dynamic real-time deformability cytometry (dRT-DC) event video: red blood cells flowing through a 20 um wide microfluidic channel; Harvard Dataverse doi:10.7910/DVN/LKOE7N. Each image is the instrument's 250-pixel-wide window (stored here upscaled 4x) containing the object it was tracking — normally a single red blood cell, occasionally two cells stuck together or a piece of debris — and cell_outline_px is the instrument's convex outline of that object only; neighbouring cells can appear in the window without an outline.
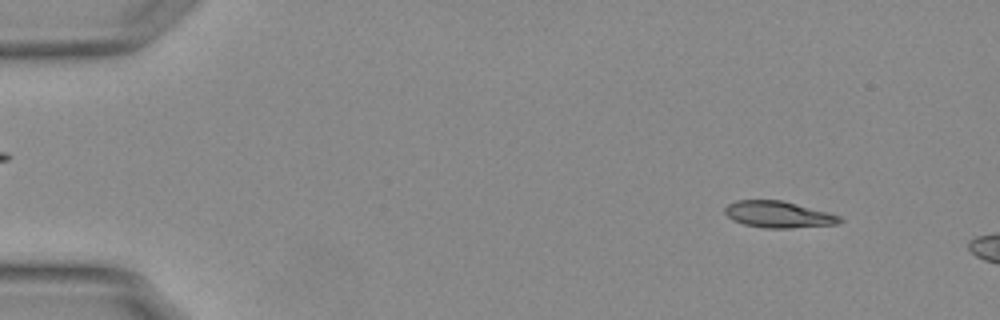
{"species": "Egyptian fruit bat (a non-hibernating species)", "species_latin": "Rousettus aegyptiacus", "temperature_condition": "warm", "stored_images_in_passage": 11, "camera_frame_rate_fps": 3000, "um_per_image_px": 0.085, "animal": {"sex": "female"}, "frame": {"image": 1, "passage_image": 5, "time_ms": 1.333, "image_size_px": [1000, 320], "cell_outline_px": [[844, 220], [836, 224], [788, 228], [764, 228], [744, 224], [732, 220], [724, 212], [724, 208], [728, 204], [736, 200], [780, 200], [828, 212], [840, 216]], "centroid_in_image_um": [66.14, 18.23], "position_along_channel_um": 18.9, "area_um2": 17.63}}